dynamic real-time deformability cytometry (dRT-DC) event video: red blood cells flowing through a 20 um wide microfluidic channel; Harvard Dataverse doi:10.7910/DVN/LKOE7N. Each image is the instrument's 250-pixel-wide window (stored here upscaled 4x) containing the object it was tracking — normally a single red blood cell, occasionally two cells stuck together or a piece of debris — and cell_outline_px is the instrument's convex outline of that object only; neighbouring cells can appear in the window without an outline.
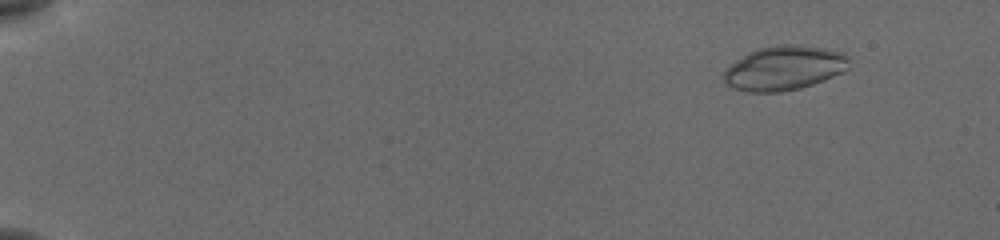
{"species": "common noctule bat (a hibernating species)", "species_latin": "Nyctalus noctula", "temperature_condition": "cold", "stored_images_in_passage": 53, "camera_frame_rate_fps": 3000, "um_per_image_px": 0.085, "animal": {"sex": "female", "body_mass_g": 19.5, "forearm_length_mm": 54.1}, "frame": {"image": 1, "passage_image": 4, "time_ms": 1.0, "image_size_px": [1000, 240], "cell_outline_px": [[848, 68], [844, 72], [824, 80], [800, 88], [780, 92], [748, 92], [732, 88], [724, 84], [724, 72], [736, 60], [748, 52], [756, 48], [776, 44], [796, 44], [824, 48], [844, 52], [848, 56]], "centroid_in_image_um": [66.66, 5.78], "position_along_channel_um": 18.3, "area_um2": 32.66}}
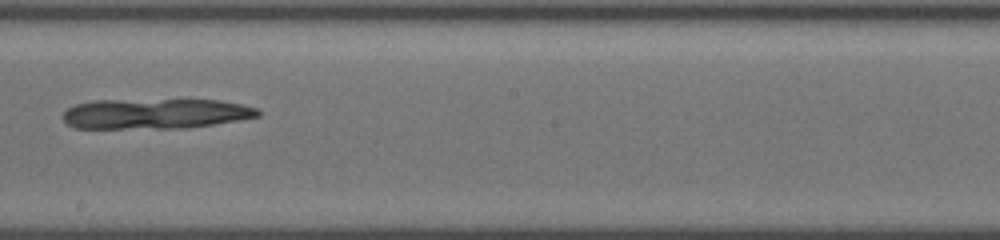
{"frame": {"image": 2, "passage_image": 32, "time_ms": 10.333, "image_size_px": [1000, 240], "cell_outline_px": [[260, 116], [212, 124], [184, 128], [76, 128], [68, 124], [60, 116], [68, 108], [76, 104], [96, 100], [220, 100], [240, 104], [256, 108], [260, 112]], "centroid_in_image_um": [13.16, 9.66], "position_along_channel_um": 235.0, "area_um2": 34.1}}